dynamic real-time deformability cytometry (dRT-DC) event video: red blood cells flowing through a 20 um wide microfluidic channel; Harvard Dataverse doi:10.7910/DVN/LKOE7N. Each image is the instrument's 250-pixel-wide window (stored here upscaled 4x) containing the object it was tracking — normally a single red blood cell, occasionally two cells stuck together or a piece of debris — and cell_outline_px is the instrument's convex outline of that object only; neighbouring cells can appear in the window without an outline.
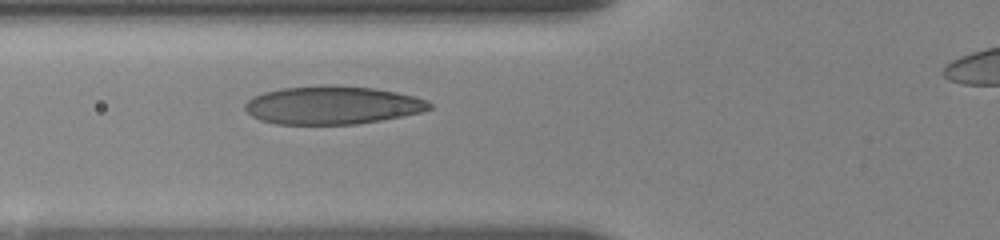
{"species": "human", "species_latin": "Homo sapiens", "temperature_condition": "room temperature", "stored_images_in_passage": 6, "segment_of_instrument_passage": [1, 2], "camera_frame_rate_fps": 3000, "um_per_image_px": 0.085, "donor": {"sex": "female"}, "frame": {"image": 1, "passage_image": 5, "time_ms": 4.333, "image_size_px": [1000, 240], "cell_outline_px": [[432, 108], [420, 112], [380, 120], [356, 124], [276, 124], [260, 120], [252, 116], [244, 108], [244, 104], [248, 100], [264, 92], [284, 88], [376, 88], [396, 92], [428, 100], [432, 104]], "centroid_in_image_um": [28.25, 8.99], "position_along_channel_um": 97.5, "area_um2": 39.59}}